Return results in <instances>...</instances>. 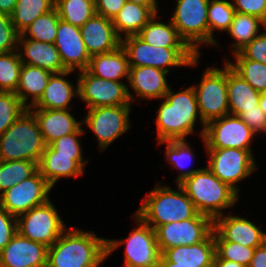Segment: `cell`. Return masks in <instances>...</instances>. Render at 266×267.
Wrapping results in <instances>:
<instances>
[{
	"instance_id": "cell-1",
	"label": "cell",
	"mask_w": 266,
	"mask_h": 267,
	"mask_svg": "<svg viewBox=\"0 0 266 267\" xmlns=\"http://www.w3.org/2000/svg\"><path fill=\"white\" fill-rule=\"evenodd\" d=\"M161 104L156 116L157 141L186 140L194 134L197 119L202 125L200 137H203L205 124L199 113L196 94L192 85L182 91H174L171 86ZM199 117V118H198Z\"/></svg>"
},
{
	"instance_id": "cell-2",
	"label": "cell",
	"mask_w": 266,
	"mask_h": 267,
	"mask_svg": "<svg viewBox=\"0 0 266 267\" xmlns=\"http://www.w3.org/2000/svg\"><path fill=\"white\" fill-rule=\"evenodd\" d=\"M106 259V238L71 226L48 247L47 267H100Z\"/></svg>"
},
{
	"instance_id": "cell-3",
	"label": "cell",
	"mask_w": 266,
	"mask_h": 267,
	"mask_svg": "<svg viewBox=\"0 0 266 267\" xmlns=\"http://www.w3.org/2000/svg\"><path fill=\"white\" fill-rule=\"evenodd\" d=\"M177 189L158 182L153 190L146 193L135 214L154 230L167 223L194 218L199 213L194 203L179 184Z\"/></svg>"
},
{
	"instance_id": "cell-4",
	"label": "cell",
	"mask_w": 266,
	"mask_h": 267,
	"mask_svg": "<svg viewBox=\"0 0 266 267\" xmlns=\"http://www.w3.org/2000/svg\"><path fill=\"white\" fill-rule=\"evenodd\" d=\"M179 185L194 203L199 214L213 221L230 207H235L239 194L219 180L206 166L186 177Z\"/></svg>"
},
{
	"instance_id": "cell-5",
	"label": "cell",
	"mask_w": 266,
	"mask_h": 267,
	"mask_svg": "<svg viewBox=\"0 0 266 267\" xmlns=\"http://www.w3.org/2000/svg\"><path fill=\"white\" fill-rule=\"evenodd\" d=\"M45 146L36 117L26 109L0 135V161L26 160L38 164Z\"/></svg>"
},
{
	"instance_id": "cell-6",
	"label": "cell",
	"mask_w": 266,
	"mask_h": 267,
	"mask_svg": "<svg viewBox=\"0 0 266 267\" xmlns=\"http://www.w3.org/2000/svg\"><path fill=\"white\" fill-rule=\"evenodd\" d=\"M121 46L130 67L151 66L169 73L172 67H195L200 60L190 47H155L138 35L122 38Z\"/></svg>"
},
{
	"instance_id": "cell-7",
	"label": "cell",
	"mask_w": 266,
	"mask_h": 267,
	"mask_svg": "<svg viewBox=\"0 0 266 267\" xmlns=\"http://www.w3.org/2000/svg\"><path fill=\"white\" fill-rule=\"evenodd\" d=\"M133 216L137 228H133L125 239H106L107 257L125 245L124 267H157L161 252L155 230L135 213Z\"/></svg>"
},
{
	"instance_id": "cell-8",
	"label": "cell",
	"mask_w": 266,
	"mask_h": 267,
	"mask_svg": "<svg viewBox=\"0 0 266 267\" xmlns=\"http://www.w3.org/2000/svg\"><path fill=\"white\" fill-rule=\"evenodd\" d=\"M223 68L208 67L200 84H194L199 113L205 125L212 120L229 115L227 95V63Z\"/></svg>"
},
{
	"instance_id": "cell-9",
	"label": "cell",
	"mask_w": 266,
	"mask_h": 267,
	"mask_svg": "<svg viewBox=\"0 0 266 267\" xmlns=\"http://www.w3.org/2000/svg\"><path fill=\"white\" fill-rule=\"evenodd\" d=\"M209 157L206 166L219 180L229 185L238 194L241 182L256 171V159L253 150L238 148H205Z\"/></svg>"
},
{
	"instance_id": "cell-10",
	"label": "cell",
	"mask_w": 266,
	"mask_h": 267,
	"mask_svg": "<svg viewBox=\"0 0 266 267\" xmlns=\"http://www.w3.org/2000/svg\"><path fill=\"white\" fill-rule=\"evenodd\" d=\"M171 22L180 37L198 55L208 45L207 10L209 0H177Z\"/></svg>"
},
{
	"instance_id": "cell-11",
	"label": "cell",
	"mask_w": 266,
	"mask_h": 267,
	"mask_svg": "<svg viewBox=\"0 0 266 267\" xmlns=\"http://www.w3.org/2000/svg\"><path fill=\"white\" fill-rule=\"evenodd\" d=\"M16 220L17 232L21 236L47 247L52 246L67 229V225L51 200L43 205L33 207L18 216Z\"/></svg>"
},
{
	"instance_id": "cell-12",
	"label": "cell",
	"mask_w": 266,
	"mask_h": 267,
	"mask_svg": "<svg viewBox=\"0 0 266 267\" xmlns=\"http://www.w3.org/2000/svg\"><path fill=\"white\" fill-rule=\"evenodd\" d=\"M132 105L105 106L89 108L81 119L82 126H88L96 136L101 153L116 139L131 128L130 115Z\"/></svg>"
},
{
	"instance_id": "cell-13",
	"label": "cell",
	"mask_w": 266,
	"mask_h": 267,
	"mask_svg": "<svg viewBox=\"0 0 266 267\" xmlns=\"http://www.w3.org/2000/svg\"><path fill=\"white\" fill-rule=\"evenodd\" d=\"M78 98L87 108L132 105L130 103L127 82L98 78L87 70L77 73Z\"/></svg>"
},
{
	"instance_id": "cell-14",
	"label": "cell",
	"mask_w": 266,
	"mask_h": 267,
	"mask_svg": "<svg viewBox=\"0 0 266 267\" xmlns=\"http://www.w3.org/2000/svg\"><path fill=\"white\" fill-rule=\"evenodd\" d=\"M255 137L250 127L239 116L229 114L207 123L201 140L204 142V148L253 150L252 140Z\"/></svg>"
},
{
	"instance_id": "cell-15",
	"label": "cell",
	"mask_w": 266,
	"mask_h": 267,
	"mask_svg": "<svg viewBox=\"0 0 266 267\" xmlns=\"http://www.w3.org/2000/svg\"><path fill=\"white\" fill-rule=\"evenodd\" d=\"M52 186L37 170L32 176L0 194V205L12 216L18 217L50 200Z\"/></svg>"
},
{
	"instance_id": "cell-16",
	"label": "cell",
	"mask_w": 266,
	"mask_h": 267,
	"mask_svg": "<svg viewBox=\"0 0 266 267\" xmlns=\"http://www.w3.org/2000/svg\"><path fill=\"white\" fill-rule=\"evenodd\" d=\"M212 232L213 220L199 213L194 218L167 223L155 229L161 254L171 247L200 243Z\"/></svg>"
},
{
	"instance_id": "cell-17",
	"label": "cell",
	"mask_w": 266,
	"mask_h": 267,
	"mask_svg": "<svg viewBox=\"0 0 266 267\" xmlns=\"http://www.w3.org/2000/svg\"><path fill=\"white\" fill-rule=\"evenodd\" d=\"M66 70H86L90 56L85 48L80 27L59 19L54 41Z\"/></svg>"
},
{
	"instance_id": "cell-18",
	"label": "cell",
	"mask_w": 266,
	"mask_h": 267,
	"mask_svg": "<svg viewBox=\"0 0 266 267\" xmlns=\"http://www.w3.org/2000/svg\"><path fill=\"white\" fill-rule=\"evenodd\" d=\"M48 247L18 232L0 251V267H47Z\"/></svg>"
},
{
	"instance_id": "cell-19",
	"label": "cell",
	"mask_w": 266,
	"mask_h": 267,
	"mask_svg": "<svg viewBox=\"0 0 266 267\" xmlns=\"http://www.w3.org/2000/svg\"><path fill=\"white\" fill-rule=\"evenodd\" d=\"M168 74V72L151 66L130 67L127 83L130 103L132 104L138 99L149 101L164 98L170 88L166 79ZM131 90L135 95H132ZM136 96L139 98L136 99Z\"/></svg>"
},
{
	"instance_id": "cell-20",
	"label": "cell",
	"mask_w": 266,
	"mask_h": 267,
	"mask_svg": "<svg viewBox=\"0 0 266 267\" xmlns=\"http://www.w3.org/2000/svg\"><path fill=\"white\" fill-rule=\"evenodd\" d=\"M213 229L225 240L256 248L266 241V233L252 221L231 214H223L213 221Z\"/></svg>"
},
{
	"instance_id": "cell-21",
	"label": "cell",
	"mask_w": 266,
	"mask_h": 267,
	"mask_svg": "<svg viewBox=\"0 0 266 267\" xmlns=\"http://www.w3.org/2000/svg\"><path fill=\"white\" fill-rule=\"evenodd\" d=\"M88 163L89 161L83 156L57 155L50 145H46L37 168L45 180L54 187L61 178L84 175Z\"/></svg>"
},
{
	"instance_id": "cell-22",
	"label": "cell",
	"mask_w": 266,
	"mask_h": 267,
	"mask_svg": "<svg viewBox=\"0 0 266 267\" xmlns=\"http://www.w3.org/2000/svg\"><path fill=\"white\" fill-rule=\"evenodd\" d=\"M80 32L89 56L104 54L121 45V39L115 32L112 20L95 14L81 27Z\"/></svg>"
},
{
	"instance_id": "cell-23",
	"label": "cell",
	"mask_w": 266,
	"mask_h": 267,
	"mask_svg": "<svg viewBox=\"0 0 266 267\" xmlns=\"http://www.w3.org/2000/svg\"><path fill=\"white\" fill-rule=\"evenodd\" d=\"M38 122L43 142L49 145L64 135L75 133L81 126L82 120L77 121L70 110L61 109H29Z\"/></svg>"
},
{
	"instance_id": "cell-24",
	"label": "cell",
	"mask_w": 266,
	"mask_h": 267,
	"mask_svg": "<svg viewBox=\"0 0 266 267\" xmlns=\"http://www.w3.org/2000/svg\"><path fill=\"white\" fill-rule=\"evenodd\" d=\"M17 51L22 64L37 66L51 73L66 71L54 43L18 38Z\"/></svg>"
},
{
	"instance_id": "cell-25",
	"label": "cell",
	"mask_w": 266,
	"mask_h": 267,
	"mask_svg": "<svg viewBox=\"0 0 266 267\" xmlns=\"http://www.w3.org/2000/svg\"><path fill=\"white\" fill-rule=\"evenodd\" d=\"M162 255L174 266L213 267L216 245L213 232L202 242L180 245L165 250Z\"/></svg>"
},
{
	"instance_id": "cell-26",
	"label": "cell",
	"mask_w": 266,
	"mask_h": 267,
	"mask_svg": "<svg viewBox=\"0 0 266 267\" xmlns=\"http://www.w3.org/2000/svg\"><path fill=\"white\" fill-rule=\"evenodd\" d=\"M73 72L66 70L61 73H52L42 97L29 109H71L73 97H78V84L74 87L72 82L65 79V76L68 77Z\"/></svg>"
},
{
	"instance_id": "cell-27",
	"label": "cell",
	"mask_w": 266,
	"mask_h": 267,
	"mask_svg": "<svg viewBox=\"0 0 266 267\" xmlns=\"http://www.w3.org/2000/svg\"><path fill=\"white\" fill-rule=\"evenodd\" d=\"M86 70L98 78L112 81L126 79L128 82L130 65L126 52L120 45L113 51L91 56Z\"/></svg>"
},
{
	"instance_id": "cell-28",
	"label": "cell",
	"mask_w": 266,
	"mask_h": 267,
	"mask_svg": "<svg viewBox=\"0 0 266 267\" xmlns=\"http://www.w3.org/2000/svg\"><path fill=\"white\" fill-rule=\"evenodd\" d=\"M229 114L239 116L244 110L256 109L261 93L227 64Z\"/></svg>"
},
{
	"instance_id": "cell-29",
	"label": "cell",
	"mask_w": 266,
	"mask_h": 267,
	"mask_svg": "<svg viewBox=\"0 0 266 267\" xmlns=\"http://www.w3.org/2000/svg\"><path fill=\"white\" fill-rule=\"evenodd\" d=\"M51 74L37 66L22 64L16 94L27 109L33 107L42 97Z\"/></svg>"
},
{
	"instance_id": "cell-30",
	"label": "cell",
	"mask_w": 266,
	"mask_h": 267,
	"mask_svg": "<svg viewBox=\"0 0 266 267\" xmlns=\"http://www.w3.org/2000/svg\"><path fill=\"white\" fill-rule=\"evenodd\" d=\"M154 15L155 13L149 7L126 1L112 19V24L118 37L122 39L138 35Z\"/></svg>"
},
{
	"instance_id": "cell-31",
	"label": "cell",
	"mask_w": 266,
	"mask_h": 267,
	"mask_svg": "<svg viewBox=\"0 0 266 267\" xmlns=\"http://www.w3.org/2000/svg\"><path fill=\"white\" fill-rule=\"evenodd\" d=\"M158 15L156 13L148 21L138 36L155 47H189L180 37L171 20L168 23L160 22V20L158 21Z\"/></svg>"
},
{
	"instance_id": "cell-32",
	"label": "cell",
	"mask_w": 266,
	"mask_h": 267,
	"mask_svg": "<svg viewBox=\"0 0 266 267\" xmlns=\"http://www.w3.org/2000/svg\"><path fill=\"white\" fill-rule=\"evenodd\" d=\"M159 144H166V149L164 152V156L166 157V161L171 164V167L176 170L180 171L178 172V176L175 179L176 185L181 183L186 177L191 176L195 172H197L199 169H191L189 170L192 162L194 161V151L192 150L189 145L188 140H168V141H159L157 142ZM189 166V167H188ZM186 169V170H185ZM188 169V170H187ZM184 170V171H183Z\"/></svg>"
},
{
	"instance_id": "cell-33",
	"label": "cell",
	"mask_w": 266,
	"mask_h": 267,
	"mask_svg": "<svg viewBox=\"0 0 266 267\" xmlns=\"http://www.w3.org/2000/svg\"><path fill=\"white\" fill-rule=\"evenodd\" d=\"M266 28V23L258 17L236 12L229 29L226 31L234 41L231 43L232 53L241 50L250 43L258 34L260 29Z\"/></svg>"
},
{
	"instance_id": "cell-34",
	"label": "cell",
	"mask_w": 266,
	"mask_h": 267,
	"mask_svg": "<svg viewBox=\"0 0 266 267\" xmlns=\"http://www.w3.org/2000/svg\"><path fill=\"white\" fill-rule=\"evenodd\" d=\"M235 8L231 1L227 0H209L207 19H208V45L216 46L218 41L213 33L216 30L226 32L233 21Z\"/></svg>"
},
{
	"instance_id": "cell-35",
	"label": "cell",
	"mask_w": 266,
	"mask_h": 267,
	"mask_svg": "<svg viewBox=\"0 0 266 267\" xmlns=\"http://www.w3.org/2000/svg\"><path fill=\"white\" fill-rule=\"evenodd\" d=\"M55 0H17L11 22L21 34L37 17L51 11Z\"/></svg>"
},
{
	"instance_id": "cell-36",
	"label": "cell",
	"mask_w": 266,
	"mask_h": 267,
	"mask_svg": "<svg viewBox=\"0 0 266 267\" xmlns=\"http://www.w3.org/2000/svg\"><path fill=\"white\" fill-rule=\"evenodd\" d=\"M235 62L225 59L226 63L246 80L256 91L266 92V64L245 59L239 52L233 53Z\"/></svg>"
},
{
	"instance_id": "cell-37",
	"label": "cell",
	"mask_w": 266,
	"mask_h": 267,
	"mask_svg": "<svg viewBox=\"0 0 266 267\" xmlns=\"http://www.w3.org/2000/svg\"><path fill=\"white\" fill-rule=\"evenodd\" d=\"M60 19L81 27L96 14L94 0H55V6Z\"/></svg>"
},
{
	"instance_id": "cell-38",
	"label": "cell",
	"mask_w": 266,
	"mask_h": 267,
	"mask_svg": "<svg viewBox=\"0 0 266 267\" xmlns=\"http://www.w3.org/2000/svg\"><path fill=\"white\" fill-rule=\"evenodd\" d=\"M59 16L56 8L37 17L20 35L40 42L54 43L58 28Z\"/></svg>"
},
{
	"instance_id": "cell-39",
	"label": "cell",
	"mask_w": 266,
	"mask_h": 267,
	"mask_svg": "<svg viewBox=\"0 0 266 267\" xmlns=\"http://www.w3.org/2000/svg\"><path fill=\"white\" fill-rule=\"evenodd\" d=\"M37 170V163L32 161H0V194L29 178Z\"/></svg>"
},
{
	"instance_id": "cell-40",
	"label": "cell",
	"mask_w": 266,
	"mask_h": 267,
	"mask_svg": "<svg viewBox=\"0 0 266 267\" xmlns=\"http://www.w3.org/2000/svg\"><path fill=\"white\" fill-rule=\"evenodd\" d=\"M21 67L22 62L17 50L0 53V91L16 93Z\"/></svg>"
},
{
	"instance_id": "cell-41",
	"label": "cell",
	"mask_w": 266,
	"mask_h": 267,
	"mask_svg": "<svg viewBox=\"0 0 266 267\" xmlns=\"http://www.w3.org/2000/svg\"><path fill=\"white\" fill-rule=\"evenodd\" d=\"M214 240L216 254L221 259L231 260L248 267L255 248L247 247L236 242L225 241L215 230Z\"/></svg>"
},
{
	"instance_id": "cell-42",
	"label": "cell",
	"mask_w": 266,
	"mask_h": 267,
	"mask_svg": "<svg viewBox=\"0 0 266 267\" xmlns=\"http://www.w3.org/2000/svg\"><path fill=\"white\" fill-rule=\"evenodd\" d=\"M27 108L15 92L0 91V135L4 133Z\"/></svg>"
},
{
	"instance_id": "cell-43",
	"label": "cell",
	"mask_w": 266,
	"mask_h": 267,
	"mask_svg": "<svg viewBox=\"0 0 266 267\" xmlns=\"http://www.w3.org/2000/svg\"><path fill=\"white\" fill-rule=\"evenodd\" d=\"M86 131L80 127L75 133L64 135L51 142L49 145L57 152V155L83 156L81 138Z\"/></svg>"
},
{
	"instance_id": "cell-44",
	"label": "cell",
	"mask_w": 266,
	"mask_h": 267,
	"mask_svg": "<svg viewBox=\"0 0 266 267\" xmlns=\"http://www.w3.org/2000/svg\"><path fill=\"white\" fill-rule=\"evenodd\" d=\"M19 35L11 22V17L0 13V53L17 50Z\"/></svg>"
},
{
	"instance_id": "cell-45",
	"label": "cell",
	"mask_w": 266,
	"mask_h": 267,
	"mask_svg": "<svg viewBox=\"0 0 266 267\" xmlns=\"http://www.w3.org/2000/svg\"><path fill=\"white\" fill-rule=\"evenodd\" d=\"M238 52L245 59L266 64V28Z\"/></svg>"
},
{
	"instance_id": "cell-46",
	"label": "cell",
	"mask_w": 266,
	"mask_h": 267,
	"mask_svg": "<svg viewBox=\"0 0 266 267\" xmlns=\"http://www.w3.org/2000/svg\"><path fill=\"white\" fill-rule=\"evenodd\" d=\"M239 117L256 136H260L261 133L266 134V114L259 105H256V109L244 110Z\"/></svg>"
},
{
	"instance_id": "cell-47",
	"label": "cell",
	"mask_w": 266,
	"mask_h": 267,
	"mask_svg": "<svg viewBox=\"0 0 266 267\" xmlns=\"http://www.w3.org/2000/svg\"><path fill=\"white\" fill-rule=\"evenodd\" d=\"M236 12L258 17L266 23V0H232Z\"/></svg>"
},
{
	"instance_id": "cell-48",
	"label": "cell",
	"mask_w": 266,
	"mask_h": 267,
	"mask_svg": "<svg viewBox=\"0 0 266 267\" xmlns=\"http://www.w3.org/2000/svg\"><path fill=\"white\" fill-rule=\"evenodd\" d=\"M17 233L16 217L9 214L0 205V251L10 242Z\"/></svg>"
},
{
	"instance_id": "cell-49",
	"label": "cell",
	"mask_w": 266,
	"mask_h": 267,
	"mask_svg": "<svg viewBox=\"0 0 266 267\" xmlns=\"http://www.w3.org/2000/svg\"><path fill=\"white\" fill-rule=\"evenodd\" d=\"M96 14L113 19L124 6L126 0H94Z\"/></svg>"
},
{
	"instance_id": "cell-50",
	"label": "cell",
	"mask_w": 266,
	"mask_h": 267,
	"mask_svg": "<svg viewBox=\"0 0 266 267\" xmlns=\"http://www.w3.org/2000/svg\"><path fill=\"white\" fill-rule=\"evenodd\" d=\"M248 267H266V241L255 248Z\"/></svg>"
},
{
	"instance_id": "cell-51",
	"label": "cell",
	"mask_w": 266,
	"mask_h": 267,
	"mask_svg": "<svg viewBox=\"0 0 266 267\" xmlns=\"http://www.w3.org/2000/svg\"><path fill=\"white\" fill-rule=\"evenodd\" d=\"M17 0H0V13L11 16Z\"/></svg>"
},
{
	"instance_id": "cell-52",
	"label": "cell",
	"mask_w": 266,
	"mask_h": 267,
	"mask_svg": "<svg viewBox=\"0 0 266 267\" xmlns=\"http://www.w3.org/2000/svg\"><path fill=\"white\" fill-rule=\"evenodd\" d=\"M213 267H245V266L231 260L221 259L216 254L214 258Z\"/></svg>"
},
{
	"instance_id": "cell-53",
	"label": "cell",
	"mask_w": 266,
	"mask_h": 267,
	"mask_svg": "<svg viewBox=\"0 0 266 267\" xmlns=\"http://www.w3.org/2000/svg\"><path fill=\"white\" fill-rule=\"evenodd\" d=\"M129 2H133L136 4H140L143 6L149 7L155 14L158 13L159 8H158V0H126Z\"/></svg>"
},
{
	"instance_id": "cell-54",
	"label": "cell",
	"mask_w": 266,
	"mask_h": 267,
	"mask_svg": "<svg viewBox=\"0 0 266 267\" xmlns=\"http://www.w3.org/2000/svg\"><path fill=\"white\" fill-rule=\"evenodd\" d=\"M157 267H185V266H174V262H169L162 254Z\"/></svg>"
},
{
	"instance_id": "cell-55",
	"label": "cell",
	"mask_w": 266,
	"mask_h": 267,
	"mask_svg": "<svg viewBox=\"0 0 266 267\" xmlns=\"http://www.w3.org/2000/svg\"><path fill=\"white\" fill-rule=\"evenodd\" d=\"M258 105L266 114V92L261 93Z\"/></svg>"
}]
</instances>
